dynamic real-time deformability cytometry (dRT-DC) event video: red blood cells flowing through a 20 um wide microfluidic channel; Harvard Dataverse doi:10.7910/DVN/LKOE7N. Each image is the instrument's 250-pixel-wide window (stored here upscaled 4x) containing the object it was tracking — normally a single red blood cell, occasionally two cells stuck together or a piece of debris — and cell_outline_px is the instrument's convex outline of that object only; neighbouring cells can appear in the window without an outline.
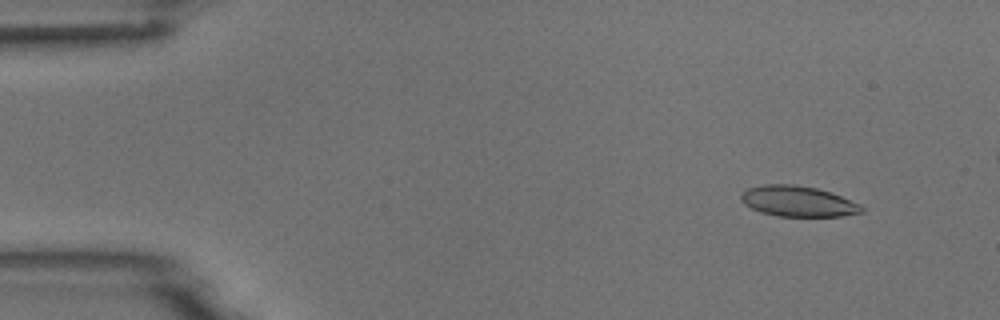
{"species": "common noctule bat (a hibernating species)", "species_latin": "Nyctalus noctula", "temperature_condition": "room temperature", "stored_images_in_passage": 6, "camera_frame_rate_fps": 3000, "um_per_image_px": 0.085, "animal": {"sex": "male", "body_mass_g": 18.8}, "frame": {"image": 1, "passage_image": 2, "time_ms": 1.0, "image_size_px": [1000, 320], "cell_outline_px": [[864, 212], [844, 216], [780, 216], [764, 212], [752, 208], [744, 204], [740, 200], [740, 196], [748, 188], [764, 184], [792, 184], [816, 188], [840, 196], [860, 204], [864, 208]], "centroid_in_image_um": [67.84, 17.11], "position_along_channel_um": 17.2, "area_um2": 21.27}}